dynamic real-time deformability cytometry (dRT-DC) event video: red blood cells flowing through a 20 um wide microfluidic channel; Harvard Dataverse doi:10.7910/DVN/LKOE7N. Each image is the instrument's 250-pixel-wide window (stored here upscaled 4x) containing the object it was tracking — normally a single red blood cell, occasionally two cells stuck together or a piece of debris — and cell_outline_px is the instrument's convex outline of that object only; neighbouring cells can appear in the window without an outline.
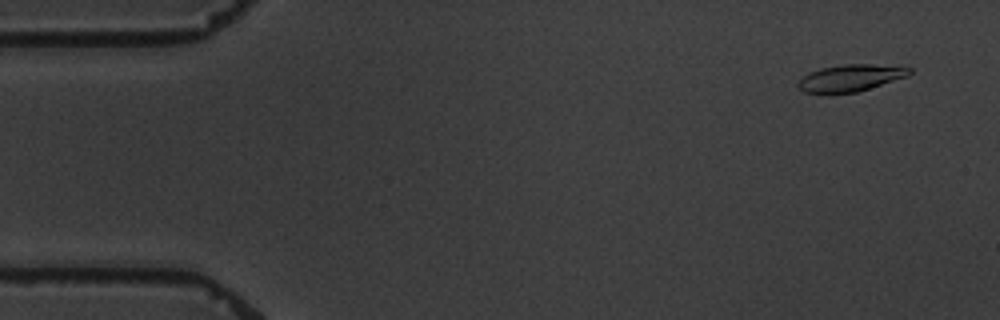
{"species": "common noctule bat (a hibernating species)", "species_latin": "Nyctalus noctula", "temperature_condition": "warm", "stored_images_in_passage": 4, "camera_frame_rate_fps": 3000, "um_per_image_px": 0.085, "animal": {"sex": "male", "body_mass_g": 19.5, "forearm_length_mm": 54.6}, "frame": {"image": 1, "passage_image": 2, "time_ms": 1.0, "image_size_px": [1000, 320], "cell_outline_px": [[912, 72], [908, 76], [856, 92], [804, 92], [796, 88], [796, 84], [808, 72], [820, 68], [844, 64], [872, 64], [912, 68]], "centroid_in_image_um": [72.27, 6.61], "position_along_channel_um": 12.7, "area_um2": 17.17}}